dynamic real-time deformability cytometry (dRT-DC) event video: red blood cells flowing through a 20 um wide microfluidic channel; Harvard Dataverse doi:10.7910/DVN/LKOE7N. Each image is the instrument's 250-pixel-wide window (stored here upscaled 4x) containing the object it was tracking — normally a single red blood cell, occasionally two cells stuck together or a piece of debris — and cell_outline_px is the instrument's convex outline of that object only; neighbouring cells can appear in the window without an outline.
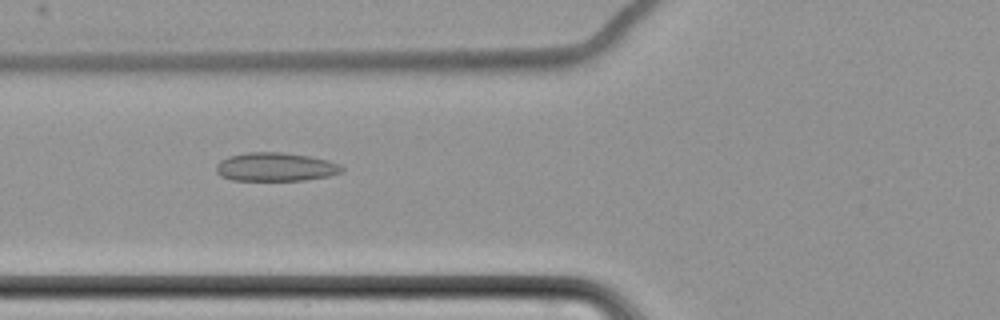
{"species": "common noctule bat (a hibernating species)", "species_latin": "Nyctalus noctula", "temperature_condition": "cold", "stored_images_in_passage": 14, "camera_frame_rate_fps": 3000, "um_per_image_px": 0.085, "animal": {"sex": "female", "body_mass_g": 22.7, "forearm_length_mm": 54.2}, "frame": {"image": 1, "passage_image": 5, "time_ms": 5.667, "image_size_px": [1000, 320], "cell_outline_px": [[344, 172], [328, 176], [304, 180], [232, 180], [220, 176], [216, 172], [216, 164], [220, 160], [228, 156], [248, 152], [280, 152], [308, 156], [328, 160], [340, 164], [344, 168]], "centroid_in_image_um": [23.41, 14.19], "position_along_channel_um": 102.4, "area_um2": 21.04}}
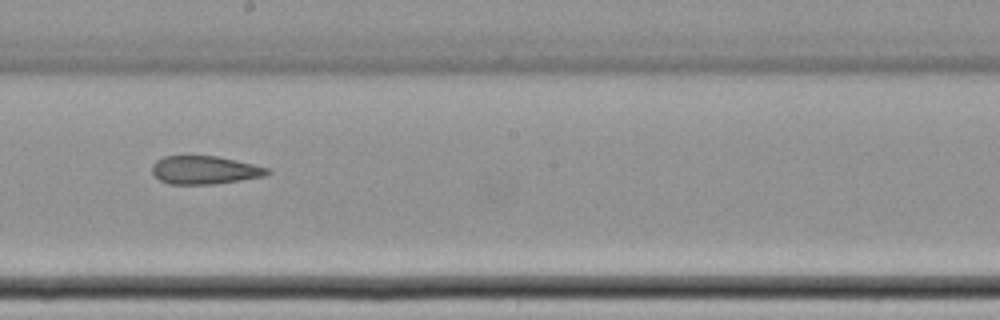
{"frame": {"image": 2, "passage_image": 8, "time_ms": 9.333, "image_size_px": [1000, 320], "cell_outline_px": [[272, 172], [264, 176], [216, 184], [168, 184], [160, 180], [152, 172], [152, 164], [156, 160], [164, 156], [216, 156], [236, 160], [268, 168]], "centroid_in_image_um": [17.38, 14.45], "position_along_channel_um": 230.8, "area_um2": 18.9}}
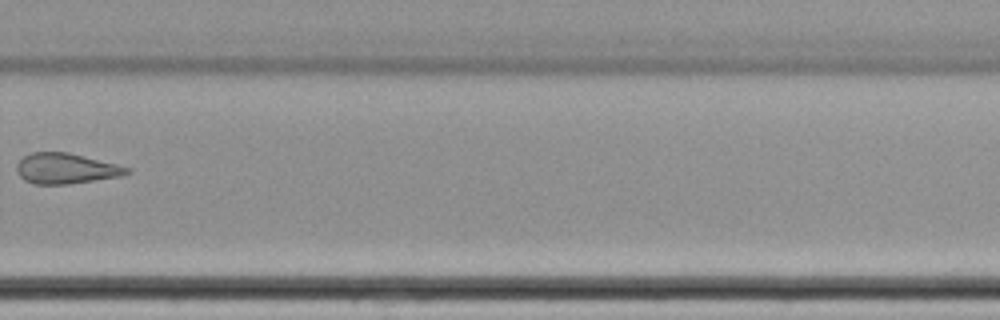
{"frame": {"image": 3, "passage_image": 10, "time_ms": 12.0, "image_size_px": [1000, 320], "cell_outline_px": [[132, 172], [120, 176], [68, 184], [32, 184], [24, 180], [16, 172], [16, 164], [24, 156], [32, 152], [68, 152], [132, 168]], "centroid_in_image_um": [5.58, 14.32], "position_along_channel_um": 324.2, "area_um2": 19.59}, "authors_computed_cell_mechanics": {"area_um2": 21.9351, "velocity_mm_per_s": 3.508, "shape_relaxation_time_tau1_ms": null, "shape_relaxation_time_tau2_ms": 6.0455, "deformation_change_tau1": null, "deformation_change_tau2": 0.1166}}